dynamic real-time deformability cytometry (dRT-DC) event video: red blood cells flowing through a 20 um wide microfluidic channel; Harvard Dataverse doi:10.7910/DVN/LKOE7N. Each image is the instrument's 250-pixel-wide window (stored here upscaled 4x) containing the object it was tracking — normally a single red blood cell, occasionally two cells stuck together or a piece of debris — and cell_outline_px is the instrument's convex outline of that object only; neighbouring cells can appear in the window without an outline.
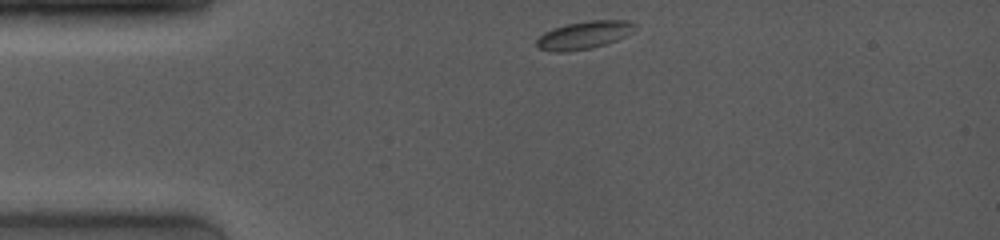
{"species": "common noctule bat (a hibernating species)", "species_latin": "Nyctalus noctula", "temperature_condition": "room temperature", "stored_images_in_passage": 3, "camera_frame_rate_fps": 4000, "um_per_image_px": 0.085, "animal": {"sex": "female", "body_mass_g": 19.0, "forearm_length_mm": 53.3}, "frame": {"image": 1, "passage_image": 1, "time_ms": 0.0, "image_size_px": [1000, 240], "cell_outline_px": [[636, 28], [624, 36], [616, 40], [592, 48], [568, 52], [552, 52], [536, 48], [536, 40], [544, 32], [552, 28], [568, 24], [588, 20], [628, 20], [636, 24]], "centroid_in_image_um": [49.6, 2.99], "position_along_channel_um": 35.4, "area_um2": 16.01}}